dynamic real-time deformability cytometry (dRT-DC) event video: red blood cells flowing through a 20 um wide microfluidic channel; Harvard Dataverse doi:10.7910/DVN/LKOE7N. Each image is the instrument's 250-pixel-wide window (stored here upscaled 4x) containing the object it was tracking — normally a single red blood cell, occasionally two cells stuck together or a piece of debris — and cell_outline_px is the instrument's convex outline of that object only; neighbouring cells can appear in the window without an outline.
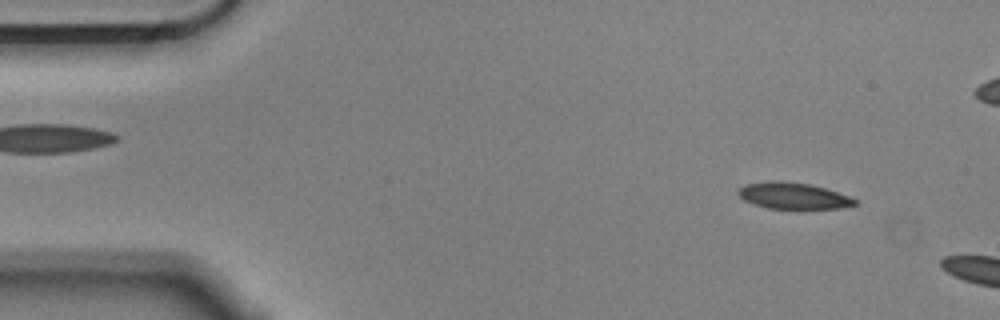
{"species": "Egyptian fruit bat (a non-hibernating species)", "species_latin": "Rousettus aegyptiacus", "temperature_condition": "cold", "stored_images_in_passage": 10, "camera_frame_rate_fps": 3000, "um_per_image_px": 0.085, "animal": {"sex": "male"}, "frame": {"image": 1, "passage_image": 6, "time_ms": 1.667, "image_size_px": [1000, 320], "cell_outline_px": [[856, 204], [840, 208], [768, 208], [752, 204], [744, 200], [736, 192], [740, 188], [748, 184], [768, 180], [780, 180], [808, 184], [824, 188], [852, 196], [856, 200]], "centroid_in_image_um": [67.41, 16.63], "position_along_channel_um": 17.6, "area_um2": 17.8}}